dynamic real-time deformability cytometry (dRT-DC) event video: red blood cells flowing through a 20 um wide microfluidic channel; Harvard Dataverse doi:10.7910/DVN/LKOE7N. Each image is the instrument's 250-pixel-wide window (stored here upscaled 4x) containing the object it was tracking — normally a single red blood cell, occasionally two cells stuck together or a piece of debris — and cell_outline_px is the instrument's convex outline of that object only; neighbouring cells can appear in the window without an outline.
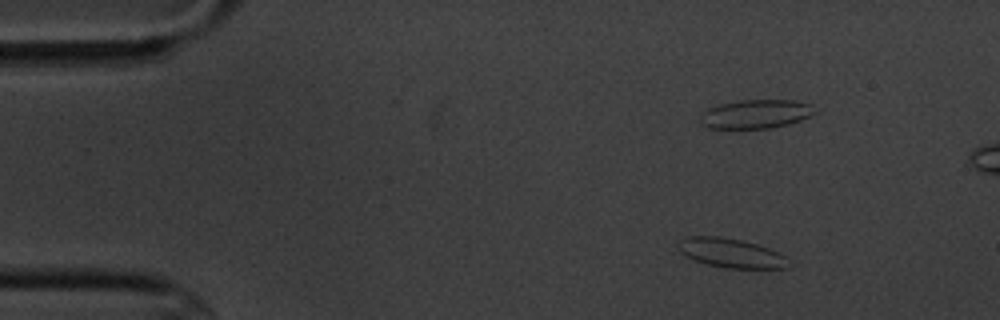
{"species": "common noctule bat (a hibernating species)", "species_latin": "Nyctalus noctula", "temperature_condition": "cold", "stored_images_in_passage": 7, "camera_frame_rate_fps": 3000, "um_per_image_px": 0.085, "animal": {"sex": "male", "body_mass_g": 20.1, "forearm_length_mm": 53.5}, "frame": {"image": 1, "passage_image": 3, "time_ms": 2.333, "image_size_px": [1000, 320], "cell_outline_px": [[792, 264], [788, 268], [724, 268], [708, 264], [696, 260], [680, 252], [676, 248], [676, 244], [680, 240], [688, 236], [720, 236], [744, 240], [780, 252], [788, 256]], "centroid_in_image_um": [62.19, 21.5], "position_along_channel_um": 22.8, "area_um2": 19.13}}